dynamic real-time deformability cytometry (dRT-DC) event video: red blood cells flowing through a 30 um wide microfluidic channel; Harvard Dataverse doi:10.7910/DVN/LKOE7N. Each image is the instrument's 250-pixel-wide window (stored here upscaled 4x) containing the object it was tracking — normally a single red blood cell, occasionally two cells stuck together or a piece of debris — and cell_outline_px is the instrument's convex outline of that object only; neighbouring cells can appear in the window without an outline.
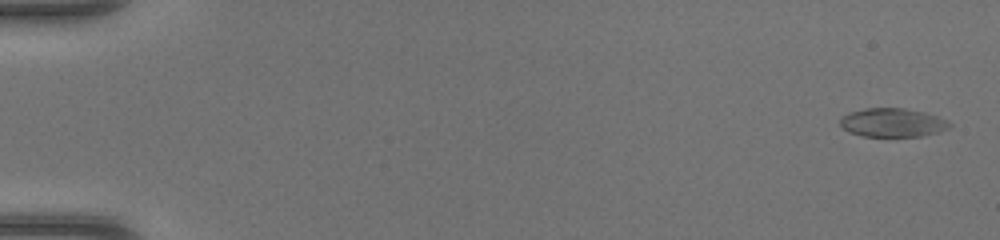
{"species": "common noctule bat (a hibernating species)", "species_latin": "Nyctalus noctula", "temperature_condition": "warm", "stored_images_in_passage": 48, "camera_frame_rate_fps": 3000, "um_per_image_px": 0.085, "animal": {"sex": "female", "body_mass_g": 17.0, "forearm_length_mm": 48.0}, "frame": {"image": 1, "passage_image": 2, "time_ms": 0.333, "image_size_px": [1000, 240], "cell_outline_px": [[952, 124], [948, 128], [940, 132], [920, 136], [864, 136], [848, 132], [840, 124], [840, 120], [848, 112], [864, 108], [904, 108], [924, 112], [948, 120]], "centroid_in_image_um": [75.88, 10.42], "position_along_channel_um": 9.1, "area_um2": 18.26}}
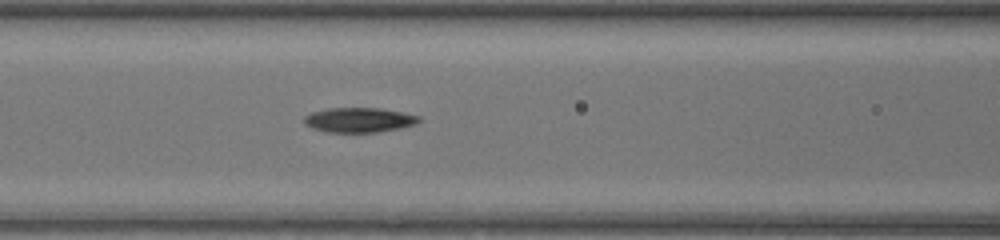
{"frame": {"image": 2, "passage_image": 22, "time_ms": 7.0, "image_size_px": [1000, 240], "cell_outline_px": [[420, 120], [416, 124], [400, 128], [376, 132], [328, 132], [312, 128], [304, 124], [304, 116], [312, 112], [328, 108], [380, 108], [420, 116]], "centroid_in_image_um": [30.5, 10.19], "position_along_channel_um": 136.1, "area_um2": 16.47}}
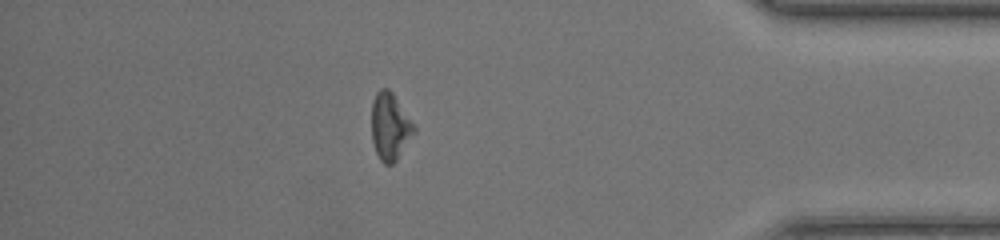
{"frame": {"image": 3, "passage_image": 42, "time_ms": 13.667, "image_size_px": [1000, 240], "cell_outline_px": [[416, 132], [396, 160], [392, 164], [384, 164], [380, 160], [376, 152], [372, 140], [372, 100], [376, 92], [380, 88], [388, 88], [392, 92], [416, 128]], "centroid_in_image_um": [33.14, 10.75], "position_along_channel_um": 402.1, "area_um2": 16.53}}